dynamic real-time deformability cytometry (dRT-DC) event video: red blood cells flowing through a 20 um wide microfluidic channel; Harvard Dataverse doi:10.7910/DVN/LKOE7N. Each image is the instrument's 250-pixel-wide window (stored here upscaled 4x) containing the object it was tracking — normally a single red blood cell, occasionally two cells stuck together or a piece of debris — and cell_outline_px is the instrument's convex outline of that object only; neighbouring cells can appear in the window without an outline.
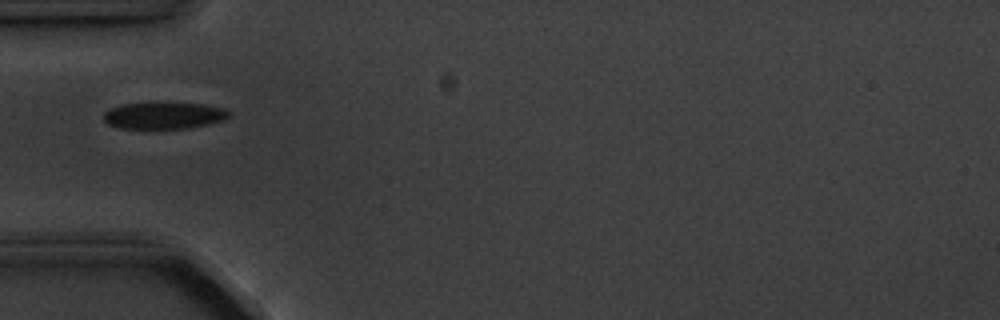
{"species": "common noctule bat (a hibernating species)", "species_latin": "Nyctalus noctula", "temperature_condition": "cold", "stored_images_in_passage": 5, "camera_frame_rate_fps": 3000, "um_per_image_px": 0.085, "animal": {"sex": "male", "body_mass_g": 20.1, "forearm_length_mm": 53.5}, "frame": {"image": 1, "passage_image": 3, "time_ms": 2.333, "image_size_px": [1000, 320], "cell_outline_px": [[228, 116], [224, 120], [208, 124], [188, 128], [120, 128], [108, 124], [104, 120], [104, 112], [120, 104], [204, 104], [224, 108], [228, 112]], "centroid_in_image_um": [13.92, 9.83], "position_along_channel_um": 71.1, "area_um2": 18.96}}
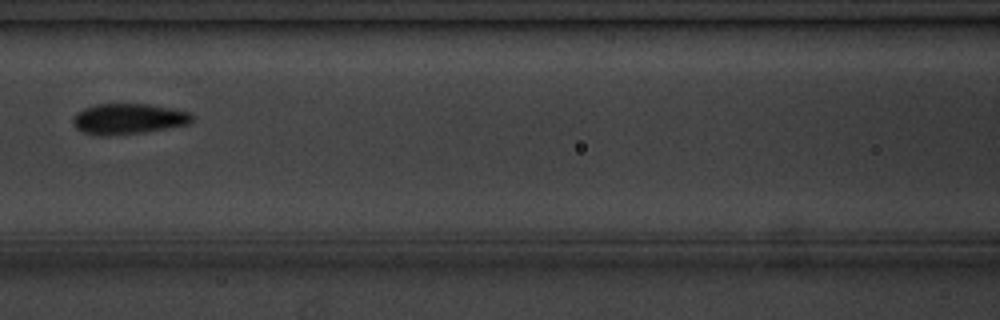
{"frame": {"image": 2, "passage_image": 5, "time_ms": 4.667, "image_size_px": [1000, 320], "cell_outline_px": [[196, 116], [188, 124], [144, 132], [104, 136], [100, 136], [80, 132], [76, 128], [72, 120], [76, 112], [84, 108], [96, 104], [148, 104], [188, 112]], "centroid_in_image_um": [10.86, 10.11], "position_along_channel_um": 155.7, "area_um2": 21.21}}